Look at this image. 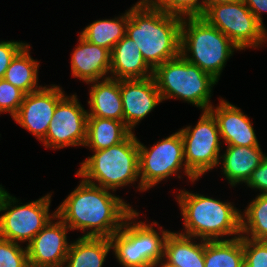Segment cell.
I'll use <instances>...</instances> for the list:
<instances>
[{
    "label": "cell",
    "mask_w": 267,
    "mask_h": 267,
    "mask_svg": "<svg viewBox=\"0 0 267 267\" xmlns=\"http://www.w3.org/2000/svg\"><path fill=\"white\" fill-rule=\"evenodd\" d=\"M153 77L162 100L177 97L204 111L212 107L209 104L211 87L217 80L181 55L159 65Z\"/></svg>",
    "instance_id": "obj_6"
},
{
    "label": "cell",
    "mask_w": 267,
    "mask_h": 267,
    "mask_svg": "<svg viewBox=\"0 0 267 267\" xmlns=\"http://www.w3.org/2000/svg\"><path fill=\"white\" fill-rule=\"evenodd\" d=\"M131 133L122 121L88 117L84 146H90L95 151L109 148L124 141Z\"/></svg>",
    "instance_id": "obj_23"
},
{
    "label": "cell",
    "mask_w": 267,
    "mask_h": 267,
    "mask_svg": "<svg viewBox=\"0 0 267 267\" xmlns=\"http://www.w3.org/2000/svg\"><path fill=\"white\" fill-rule=\"evenodd\" d=\"M110 72L116 74L117 78H113L118 80L145 79L152 77L154 70L146 63L135 41L125 35L111 51Z\"/></svg>",
    "instance_id": "obj_18"
},
{
    "label": "cell",
    "mask_w": 267,
    "mask_h": 267,
    "mask_svg": "<svg viewBox=\"0 0 267 267\" xmlns=\"http://www.w3.org/2000/svg\"><path fill=\"white\" fill-rule=\"evenodd\" d=\"M129 11L120 19L98 20L87 26L81 36L90 43L112 51L118 41L126 35Z\"/></svg>",
    "instance_id": "obj_26"
},
{
    "label": "cell",
    "mask_w": 267,
    "mask_h": 267,
    "mask_svg": "<svg viewBox=\"0 0 267 267\" xmlns=\"http://www.w3.org/2000/svg\"><path fill=\"white\" fill-rule=\"evenodd\" d=\"M111 248L110 238L82 236L70 244L66 267H102Z\"/></svg>",
    "instance_id": "obj_21"
},
{
    "label": "cell",
    "mask_w": 267,
    "mask_h": 267,
    "mask_svg": "<svg viewBox=\"0 0 267 267\" xmlns=\"http://www.w3.org/2000/svg\"><path fill=\"white\" fill-rule=\"evenodd\" d=\"M161 267H176V266H173L170 263L166 262L165 264L163 263Z\"/></svg>",
    "instance_id": "obj_36"
},
{
    "label": "cell",
    "mask_w": 267,
    "mask_h": 267,
    "mask_svg": "<svg viewBox=\"0 0 267 267\" xmlns=\"http://www.w3.org/2000/svg\"><path fill=\"white\" fill-rule=\"evenodd\" d=\"M4 192H5V190L2 187H0V199H1Z\"/></svg>",
    "instance_id": "obj_37"
},
{
    "label": "cell",
    "mask_w": 267,
    "mask_h": 267,
    "mask_svg": "<svg viewBox=\"0 0 267 267\" xmlns=\"http://www.w3.org/2000/svg\"><path fill=\"white\" fill-rule=\"evenodd\" d=\"M92 157L83 162L77 176L92 183L96 180L105 189L118 188L135 182L139 174V147L134 133L124 141L109 148L94 151ZM91 179V180H90Z\"/></svg>",
    "instance_id": "obj_5"
},
{
    "label": "cell",
    "mask_w": 267,
    "mask_h": 267,
    "mask_svg": "<svg viewBox=\"0 0 267 267\" xmlns=\"http://www.w3.org/2000/svg\"><path fill=\"white\" fill-rule=\"evenodd\" d=\"M151 6L169 14L182 17H196L203 15V4L198 0H146Z\"/></svg>",
    "instance_id": "obj_28"
},
{
    "label": "cell",
    "mask_w": 267,
    "mask_h": 267,
    "mask_svg": "<svg viewBox=\"0 0 267 267\" xmlns=\"http://www.w3.org/2000/svg\"><path fill=\"white\" fill-rule=\"evenodd\" d=\"M248 186L263 191L267 194V156L264 157L261 164L252 172L251 177L246 182Z\"/></svg>",
    "instance_id": "obj_33"
},
{
    "label": "cell",
    "mask_w": 267,
    "mask_h": 267,
    "mask_svg": "<svg viewBox=\"0 0 267 267\" xmlns=\"http://www.w3.org/2000/svg\"><path fill=\"white\" fill-rule=\"evenodd\" d=\"M40 87L36 91L25 94L13 119L42 142L46 137L57 103L64 97V94L59 86Z\"/></svg>",
    "instance_id": "obj_13"
},
{
    "label": "cell",
    "mask_w": 267,
    "mask_h": 267,
    "mask_svg": "<svg viewBox=\"0 0 267 267\" xmlns=\"http://www.w3.org/2000/svg\"><path fill=\"white\" fill-rule=\"evenodd\" d=\"M181 22L182 17L140 0L129 10L126 35L135 41L146 63L155 70L180 56Z\"/></svg>",
    "instance_id": "obj_2"
},
{
    "label": "cell",
    "mask_w": 267,
    "mask_h": 267,
    "mask_svg": "<svg viewBox=\"0 0 267 267\" xmlns=\"http://www.w3.org/2000/svg\"><path fill=\"white\" fill-rule=\"evenodd\" d=\"M183 18L185 17H182L181 22L180 55L218 81L224 63L232 55V48H239L203 17H188V23ZM186 49L192 53L191 57L185 53Z\"/></svg>",
    "instance_id": "obj_4"
},
{
    "label": "cell",
    "mask_w": 267,
    "mask_h": 267,
    "mask_svg": "<svg viewBox=\"0 0 267 267\" xmlns=\"http://www.w3.org/2000/svg\"><path fill=\"white\" fill-rule=\"evenodd\" d=\"M242 1L254 14L256 19L263 25L260 12L267 11V0H242Z\"/></svg>",
    "instance_id": "obj_34"
},
{
    "label": "cell",
    "mask_w": 267,
    "mask_h": 267,
    "mask_svg": "<svg viewBox=\"0 0 267 267\" xmlns=\"http://www.w3.org/2000/svg\"><path fill=\"white\" fill-rule=\"evenodd\" d=\"M0 267H29L27 249L0 237Z\"/></svg>",
    "instance_id": "obj_29"
},
{
    "label": "cell",
    "mask_w": 267,
    "mask_h": 267,
    "mask_svg": "<svg viewBox=\"0 0 267 267\" xmlns=\"http://www.w3.org/2000/svg\"><path fill=\"white\" fill-rule=\"evenodd\" d=\"M88 112L79 104L76 96H64L58 103L49 124L44 145L63 148L84 145L86 141Z\"/></svg>",
    "instance_id": "obj_12"
},
{
    "label": "cell",
    "mask_w": 267,
    "mask_h": 267,
    "mask_svg": "<svg viewBox=\"0 0 267 267\" xmlns=\"http://www.w3.org/2000/svg\"><path fill=\"white\" fill-rule=\"evenodd\" d=\"M247 219L241 215V233L252 235L246 238L255 241H267V194H260L245 211Z\"/></svg>",
    "instance_id": "obj_27"
},
{
    "label": "cell",
    "mask_w": 267,
    "mask_h": 267,
    "mask_svg": "<svg viewBox=\"0 0 267 267\" xmlns=\"http://www.w3.org/2000/svg\"><path fill=\"white\" fill-rule=\"evenodd\" d=\"M128 224L132 223L125 220L122 228L110 237L120 264L124 267L157 266L164 257L165 240L170 232L163 231L161 238L152 226L143 222Z\"/></svg>",
    "instance_id": "obj_7"
},
{
    "label": "cell",
    "mask_w": 267,
    "mask_h": 267,
    "mask_svg": "<svg viewBox=\"0 0 267 267\" xmlns=\"http://www.w3.org/2000/svg\"><path fill=\"white\" fill-rule=\"evenodd\" d=\"M79 46L72 54V74L85 81L96 82L110 71L111 51L85 40L81 35Z\"/></svg>",
    "instance_id": "obj_17"
},
{
    "label": "cell",
    "mask_w": 267,
    "mask_h": 267,
    "mask_svg": "<svg viewBox=\"0 0 267 267\" xmlns=\"http://www.w3.org/2000/svg\"><path fill=\"white\" fill-rule=\"evenodd\" d=\"M29 45L26 44L12 59L5 71L3 79L22 90L25 94L38 90L37 85V61L28 53ZM36 86V88H34Z\"/></svg>",
    "instance_id": "obj_25"
},
{
    "label": "cell",
    "mask_w": 267,
    "mask_h": 267,
    "mask_svg": "<svg viewBox=\"0 0 267 267\" xmlns=\"http://www.w3.org/2000/svg\"><path fill=\"white\" fill-rule=\"evenodd\" d=\"M179 131L184 143V170L194 181L219 164L218 124L210 111H204L192 131L191 127Z\"/></svg>",
    "instance_id": "obj_8"
},
{
    "label": "cell",
    "mask_w": 267,
    "mask_h": 267,
    "mask_svg": "<svg viewBox=\"0 0 267 267\" xmlns=\"http://www.w3.org/2000/svg\"><path fill=\"white\" fill-rule=\"evenodd\" d=\"M138 147L140 190L156 185L183 166L184 143L180 131L159 141L150 150L139 141Z\"/></svg>",
    "instance_id": "obj_11"
},
{
    "label": "cell",
    "mask_w": 267,
    "mask_h": 267,
    "mask_svg": "<svg viewBox=\"0 0 267 267\" xmlns=\"http://www.w3.org/2000/svg\"><path fill=\"white\" fill-rule=\"evenodd\" d=\"M52 217L61 219L69 229H92L83 237L110 238L124 222L138 216L128 204L107 189L82 180Z\"/></svg>",
    "instance_id": "obj_1"
},
{
    "label": "cell",
    "mask_w": 267,
    "mask_h": 267,
    "mask_svg": "<svg viewBox=\"0 0 267 267\" xmlns=\"http://www.w3.org/2000/svg\"><path fill=\"white\" fill-rule=\"evenodd\" d=\"M228 240H204L205 267H244L243 235Z\"/></svg>",
    "instance_id": "obj_24"
},
{
    "label": "cell",
    "mask_w": 267,
    "mask_h": 267,
    "mask_svg": "<svg viewBox=\"0 0 267 267\" xmlns=\"http://www.w3.org/2000/svg\"><path fill=\"white\" fill-rule=\"evenodd\" d=\"M88 117L106 118L123 122L120 80L106 77L101 83L92 85Z\"/></svg>",
    "instance_id": "obj_19"
},
{
    "label": "cell",
    "mask_w": 267,
    "mask_h": 267,
    "mask_svg": "<svg viewBox=\"0 0 267 267\" xmlns=\"http://www.w3.org/2000/svg\"><path fill=\"white\" fill-rule=\"evenodd\" d=\"M236 0H203V13L211 6L214 4L218 3H227V2H233Z\"/></svg>",
    "instance_id": "obj_35"
},
{
    "label": "cell",
    "mask_w": 267,
    "mask_h": 267,
    "mask_svg": "<svg viewBox=\"0 0 267 267\" xmlns=\"http://www.w3.org/2000/svg\"><path fill=\"white\" fill-rule=\"evenodd\" d=\"M25 93L4 79H0V112H10L14 117L23 102Z\"/></svg>",
    "instance_id": "obj_30"
},
{
    "label": "cell",
    "mask_w": 267,
    "mask_h": 267,
    "mask_svg": "<svg viewBox=\"0 0 267 267\" xmlns=\"http://www.w3.org/2000/svg\"><path fill=\"white\" fill-rule=\"evenodd\" d=\"M191 236L170 232L165 240L164 257L176 267H205L204 240L194 244Z\"/></svg>",
    "instance_id": "obj_22"
},
{
    "label": "cell",
    "mask_w": 267,
    "mask_h": 267,
    "mask_svg": "<svg viewBox=\"0 0 267 267\" xmlns=\"http://www.w3.org/2000/svg\"><path fill=\"white\" fill-rule=\"evenodd\" d=\"M223 157V172L230 184L247 182L252 172L261 164L265 155L259 146H227Z\"/></svg>",
    "instance_id": "obj_20"
},
{
    "label": "cell",
    "mask_w": 267,
    "mask_h": 267,
    "mask_svg": "<svg viewBox=\"0 0 267 267\" xmlns=\"http://www.w3.org/2000/svg\"><path fill=\"white\" fill-rule=\"evenodd\" d=\"M69 227L60 220H51L28 243V263L31 267H63L70 245L66 241Z\"/></svg>",
    "instance_id": "obj_14"
},
{
    "label": "cell",
    "mask_w": 267,
    "mask_h": 267,
    "mask_svg": "<svg viewBox=\"0 0 267 267\" xmlns=\"http://www.w3.org/2000/svg\"><path fill=\"white\" fill-rule=\"evenodd\" d=\"M244 267H267V241L243 236Z\"/></svg>",
    "instance_id": "obj_31"
},
{
    "label": "cell",
    "mask_w": 267,
    "mask_h": 267,
    "mask_svg": "<svg viewBox=\"0 0 267 267\" xmlns=\"http://www.w3.org/2000/svg\"><path fill=\"white\" fill-rule=\"evenodd\" d=\"M25 45L17 41L0 42V79H3L5 71L9 67L12 59Z\"/></svg>",
    "instance_id": "obj_32"
},
{
    "label": "cell",
    "mask_w": 267,
    "mask_h": 267,
    "mask_svg": "<svg viewBox=\"0 0 267 267\" xmlns=\"http://www.w3.org/2000/svg\"><path fill=\"white\" fill-rule=\"evenodd\" d=\"M212 108L209 111L216 118L220 136L228 146H259L249 118L240 109L224 100L215 111Z\"/></svg>",
    "instance_id": "obj_16"
},
{
    "label": "cell",
    "mask_w": 267,
    "mask_h": 267,
    "mask_svg": "<svg viewBox=\"0 0 267 267\" xmlns=\"http://www.w3.org/2000/svg\"><path fill=\"white\" fill-rule=\"evenodd\" d=\"M177 199L185 221L184 235L218 240L219 236L241 233V214L231 203L187 191H181Z\"/></svg>",
    "instance_id": "obj_3"
},
{
    "label": "cell",
    "mask_w": 267,
    "mask_h": 267,
    "mask_svg": "<svg viewBox=\"0 0 267 267\" xmlns=\"http://www.w3.org/2000/svg\"><path fill=\"white\" fill-rule=\"evenodd\" d=\"M120 92L123 122L130 130L162 102L153 76L145 79H121Z\"/></svg>",
    "instance_id": "obj_15"
},
{
    "label": "cell",
    "mask_w": 267,
    "mask_h": 267,
    "mask_svg": "<svg viewBox=\"0 0 267 267\" xmlns=\"http://www.w3.org/2000/svg\"><path fill=\"white\" fill-rule=\"evenodd\" d=\"M50 197L47 195L37 201L9 208L16 198L5 191L0 199V211H9L0 216V237L13 242H30L52 218L48 213Z\"/></svg>",
    "instance_id": "obj_10"
},
{
    "label": "cell",
    "mask_w": 267,
    "mask_h": 267,
    "mask_svg": "<svg viewBox=\"0 0 267 267\" xmlns=\"http://www.w3.org/2000/svg\"><path fill=\"white\" fill-rule=\"evenodd\" d=\"M201 17L219 29L239 49L258 46L267 37L264 26L242 0L211 5Z\"/></svg>",
    "instance_id": "obj_9"
}]
</instances>
